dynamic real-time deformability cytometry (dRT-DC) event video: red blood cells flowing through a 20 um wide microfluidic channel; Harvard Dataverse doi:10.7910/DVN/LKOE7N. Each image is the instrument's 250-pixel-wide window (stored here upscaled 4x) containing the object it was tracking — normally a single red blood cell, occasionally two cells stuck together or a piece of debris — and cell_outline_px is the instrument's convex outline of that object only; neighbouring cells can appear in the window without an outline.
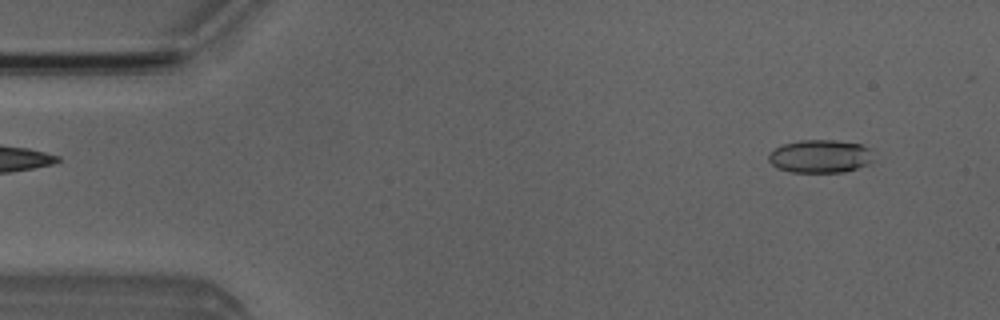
{"species": "Egyptian fruit bat (a non-hibernating species)", "species_latin": "Rousettus aegyptiacus", "temperature_condition": "room temperature", "stored_images_in_passage": 3, "camera_frame_rate_fps": 3000, "um_per_image_px": 0.085, "animal": {"sex": "male"}, "frame": {"image": 1, "passage_image": 1, "time_ms": 0.0, "image_size_px": [1000, 320], "cell_outline_px": [[872, 164], [844, 172], [788, 172], [776, 168], [768, 160], [768, 152], [784, 144], [800, 140], [836, 140], [860, 144], [868, 148], [872, 160]], "centroid_in_image_um": [69.69, 13.3], "position_along_channel_um": 15.3, "area_um2": 20.35}}